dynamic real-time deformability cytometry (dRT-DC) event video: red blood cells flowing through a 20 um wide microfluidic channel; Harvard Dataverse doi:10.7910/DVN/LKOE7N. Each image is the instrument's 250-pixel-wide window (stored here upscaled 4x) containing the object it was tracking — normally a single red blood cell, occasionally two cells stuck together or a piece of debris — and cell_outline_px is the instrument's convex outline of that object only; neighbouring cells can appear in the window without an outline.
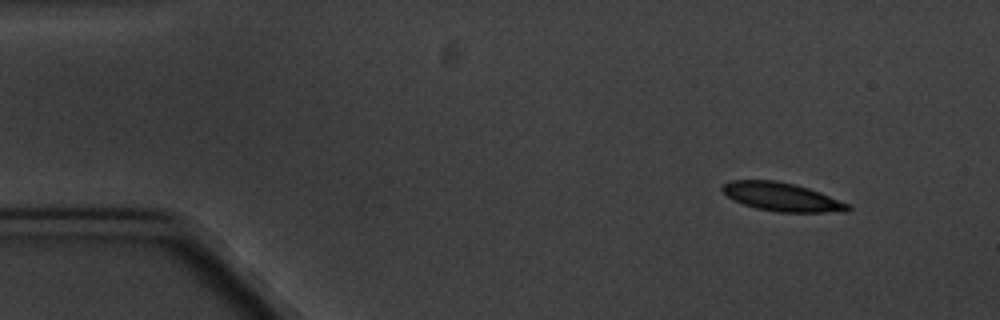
{"species": "common noctule bat (a hibernating species)", "species_latin": "Nyctalus noctula", "temperature_condition": "cold", "stored_images_in_passage": 6, "segment_of_instrument_passage": [2, 2], "camera_frame_rate_fps": 3000, "um_per_image_px": 0.085, "animal": {"sex": "male", "body_mass_g": 20.1, "forearm_length_mm": 53.5}, "frame": {"image": 1, "passage_image": 6, "time_ms": 6.667, "image_size_px": [1000, 320], "cell_outline_px": [[852, 208], [848, 212], [780, 212], [756, 208], [732, 200], [720, 188], [728, 180], [776, 180], [808, 188], [820, 192], [848, 204]], "centroid_in_image_um": [66.44, 16.74], "position_along_channel_um": 18.6, "area_um2": 20.75}}